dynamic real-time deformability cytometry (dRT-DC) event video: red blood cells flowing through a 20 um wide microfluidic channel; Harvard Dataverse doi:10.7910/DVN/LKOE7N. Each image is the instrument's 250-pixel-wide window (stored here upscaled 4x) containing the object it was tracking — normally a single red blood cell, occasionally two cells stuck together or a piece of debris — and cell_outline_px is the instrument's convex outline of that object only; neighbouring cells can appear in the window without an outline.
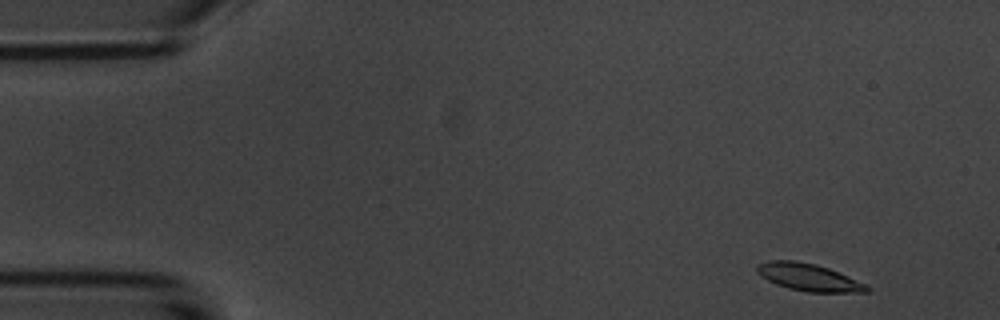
{"species": "common noctule bat (a hibernating species)", "species_latin": "Nyctalus noctula", "temperature_condition": "room temperature", "stored_images_in_passage": 4, "camera_frame_rate_fps": 3000, "um_per_image_px": 0.085, "animal": {"sex": "male", "body_mass_g": 20.1, "forearm_length_mm": 53.5}, "frame": {"image": 1, "passage_image": 1, "time_ms": 0.0, "image_size_px": [1000, 320], "cell_outline_px": [[872, 292], [808, 292], [788, 288], [776, 284], [768, 280], [756, 272], [756, 264], [768, 260], [792, 260], [816, 264], [828, 268], [864, 284], [872, 288]], "centroid_in_image_um": [68.7, 23.56], "position_along_channel_um": 16.3, "area_um2": 17.34}}